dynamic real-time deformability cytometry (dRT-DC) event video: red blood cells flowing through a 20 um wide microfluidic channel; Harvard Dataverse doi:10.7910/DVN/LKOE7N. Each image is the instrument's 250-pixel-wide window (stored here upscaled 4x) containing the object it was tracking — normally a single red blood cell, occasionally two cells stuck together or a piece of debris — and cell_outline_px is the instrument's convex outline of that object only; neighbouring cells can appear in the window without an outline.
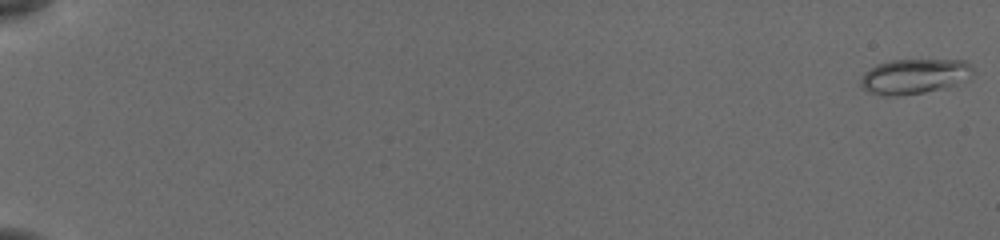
{"species": "common noctule bat (a hibernating species)", "species_latin": "Nyctalus noctula", "temperature_condition": "cold", "stored_images_in_passage": 12, "camera_frame_rate_fps": 3000, "um_per_image_px": 0.085, "animal": {"sex": "female", "body_mass_g": 19.5, "forearm_length_mm": 54.1}, "frame": {"image": 1, "passage_image": 1, "time_ms": 0.0, "image_size_px": [1000, 240], "cell_outline_px": [[972, 72], [948, 84], [924, 92], [896, 96], [892, 96], [868, 92], [860, 84], [860, 80], [864, 72], [876, 64], [892, 60], [964, 60], [972, 64]], "centroid_in_image_um": [77.57, 6.46], "position_along_channel_um": 7.4, "area_um2": 21.91}}